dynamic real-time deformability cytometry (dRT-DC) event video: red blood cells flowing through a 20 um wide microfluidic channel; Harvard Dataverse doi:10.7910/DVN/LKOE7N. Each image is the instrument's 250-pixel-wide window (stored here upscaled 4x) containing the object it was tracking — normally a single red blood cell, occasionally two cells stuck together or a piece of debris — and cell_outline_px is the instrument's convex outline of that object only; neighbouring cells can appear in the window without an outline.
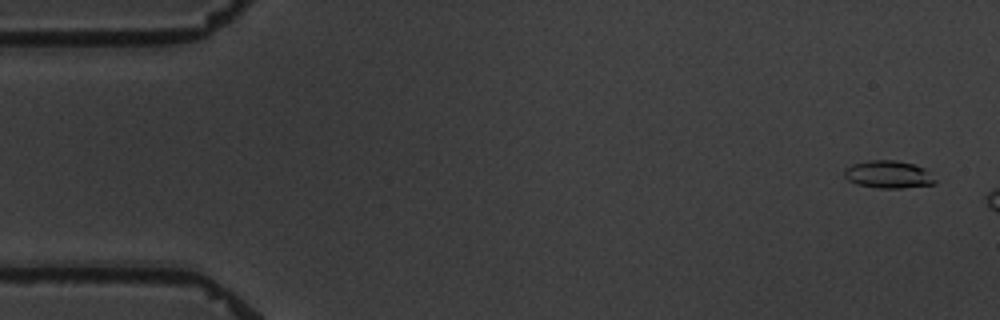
{"species": "common noctule bat (a hibernating species)", "species_latin": "Nyctalus noctula", "temperature_condition": "warm", "stored_images_in_passage": 5, "camera_frame_rate_fps": 3000, "um_per_image_px": 0.085, "animal": {"sex": "male", "body_mass_g": 19.5, "forearm_length_mm": 54.6}, "frame": {"image": 1, "passage_image": 1, "time_ms": 0.0, "image_size_px": [1000, 320], "cell_outline_px": [[936, 184], [900, 188], [876, 188], [856, 184], [848, 180], [844, 176], [844, 168], [852, 164], [868, 160], [896, 160], [912, 164], [924, 168], [936, 180]], "centroid_in_image_um": [75.48, 14.83], "position_along_channel_um": 9.5, "area_um2": 14.62}}